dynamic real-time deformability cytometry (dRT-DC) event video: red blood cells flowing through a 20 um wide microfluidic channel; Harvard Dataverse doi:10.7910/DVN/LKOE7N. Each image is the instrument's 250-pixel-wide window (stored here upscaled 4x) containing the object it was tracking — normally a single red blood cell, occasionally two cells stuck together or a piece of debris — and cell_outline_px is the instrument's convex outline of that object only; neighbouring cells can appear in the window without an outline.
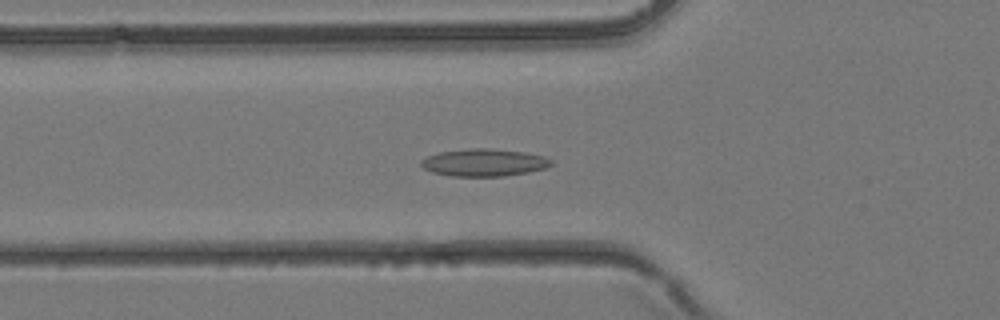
{"species": "common noctule bat (a hibernating species)", "species_latin": "Nyctalus noctula", "temperature_condition": "room temperature", "stored_images_in_passage": 38, "camera_frame_rate_fps": 3000, "um_per_image_px": 0.085, "animal": {"sex": "female", "body_mass_g": 24.6, "forearm_length_mm": 56.2}, "frame": {"image": 1, "passage_image": 12, "time_ms": 3.667, "image_size_px": [1000, 320], "cell_outline_px": [[552, 164], [544, 168], [528, 172], [504, 176], [448, 176], [432, 172], [424, 168], [420, 164], [420, 160], [428, 156], [440, 152], [472, 148], [484, 148], [524, 152], [544, 156], [552, 160]], "centroid_in_image_um": [41.12, 13.82], "position_along_channel_um": 84.7, "area_um2": 20.63}}
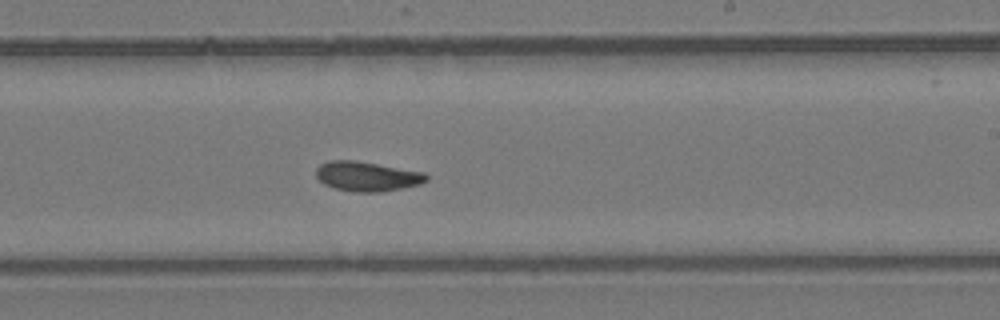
{"frame": {"image": 2, "passage_image": 22, "time_ms": 7.0, "image_size_px": [1000, 320], "cell_outline_px": [[428, 180], [420, 184], [380, 192], [352, 192], [332, 188], [324, 184], [316, 176], [316, 168], [320, 164], [328, 160], [352, 160], [424, 172], [428, 176]], "centroid_in_image_um": [31.16, 14.99], "position_along_channel_um": 257.8, "area_um2": 19.02}}
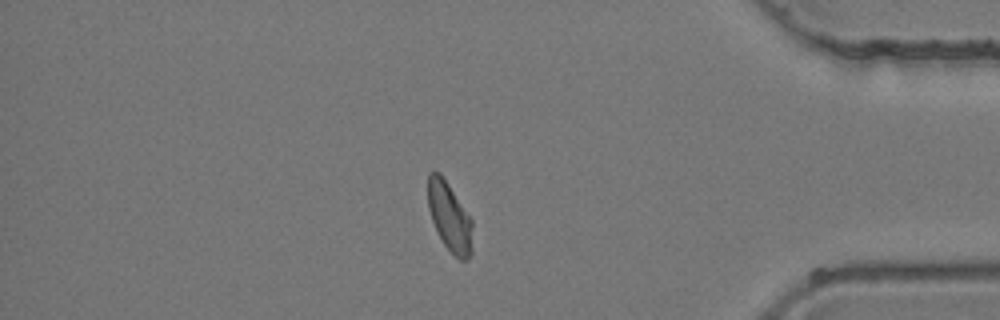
{"frame": {"image": 3, "passage_image": 32, "time_ms": 10.333, "image_size_px": [1000, 320], "cell_outline_px": [[472, 252], [468, 260], [460, 260], [444, 244], [432, 220], [428, 208], [428, 172], [440, 172], [472, 220]], "centroid_in_image_um": [38.22, 18.44], "position_along_channel_um": 397.0, "area_um2": 17.63}}